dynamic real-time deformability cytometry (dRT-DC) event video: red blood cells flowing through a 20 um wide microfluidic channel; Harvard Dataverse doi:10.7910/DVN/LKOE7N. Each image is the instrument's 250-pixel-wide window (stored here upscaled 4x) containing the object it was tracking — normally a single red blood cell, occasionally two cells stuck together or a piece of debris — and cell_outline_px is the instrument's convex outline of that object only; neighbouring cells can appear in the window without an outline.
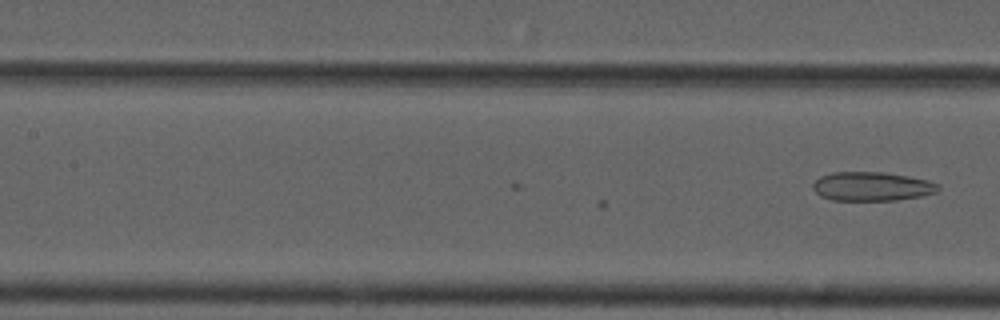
{"species": "common noctule bat (a hibernating species)", "species_latin": "Nyctalus noctula", "temperature_condition": "cold", "stored_images_in_passage": 9, "camera_frame_rate_fps": 3000, "um_per_image_px": 0.085, "animal": {"sex": "male", "forearm_length_mm": 52.5}, "frame": {"image": 1, "passage_image": 9, "time_ms": 2.667, "image_size_px": [1000, 320], "cell_outline_px": [[940, 188], [936, 192], [920, 196], [896, 200], [832, 200], [820, 196], [812, 188], [812, 184], [820, 176], [832, 172], [884, 172], [908, 176], [928, 180], [940, 184]], "centroid_in_image_um": [74.1, 15.84], "position_along_channel_um": 133.3, "area_um2": 21.21}}